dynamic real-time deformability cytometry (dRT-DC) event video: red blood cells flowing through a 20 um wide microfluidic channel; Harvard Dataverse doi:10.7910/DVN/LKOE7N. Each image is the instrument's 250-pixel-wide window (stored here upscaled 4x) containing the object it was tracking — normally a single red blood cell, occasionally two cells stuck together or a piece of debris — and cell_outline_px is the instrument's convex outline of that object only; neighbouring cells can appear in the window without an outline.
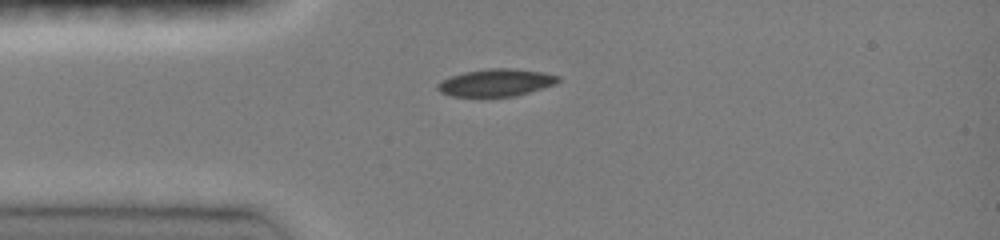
{"species": "common noctule bat (a hibernating species)", "species_latin": "Nyctalus noctula", "temperature_condition": "room temperature", "stored_images_in_passage": 36, "camera_frame_rate_fps": 3000, "um_per_image_px": 0.085, "animal": {"sex": "female", "body_mass_g": 19.0, "forearm_length_mm": 51.5}, "frame": {"image": 1, "passage_image": 1, "time_ms": 0.0, "image_size_px": [1000, 240], "cell_outline_px": [[560, 80], [556, 84], [528, 92], [512, 96], [452, 96], [440, 92], [436, 88], [436, 84], [440, 80], [464, 72], [488, 68], [512, 68], [544, 72], [560, 76]], "centroid_in_image_um": [42.15, 7.01], "position_along_channel_um": 42.8, "area_um2": 19.19}}
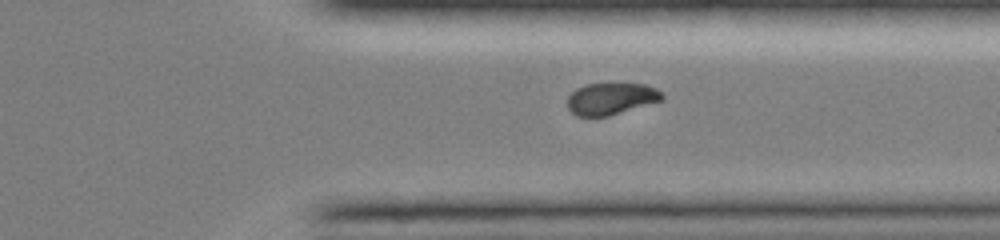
{"frame": {"image": 2, "passage_image": 25, "time_ms": 8.0, "image_size_px": [1000, 240], "cell_outline_px": [[664, 100], [608, 116], [576, 116], [568, 108], [568, 96], [576, 88], [584, 84], [644, 84], [656, 88], [664, 96]], "centroid_in_image_um": [51.94, 8.39], "position_along_channel_um": 359.5, "area_um2": 17.51}}
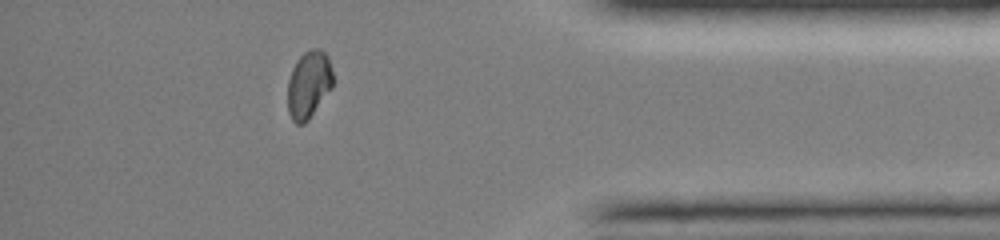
{"frame": {"image": 3, "passage_image": 30, "time_ms": 9.667, "image_size_px": [1000, 240], "cell_outline_px": [[332, 88], [308, 120], [304, 124], [296, 124], [292, 120], [288, 112], [288, 80], [292, 68], [296, 60], [308, 48], [320, 48], [328, 56], [332, 68]], "centroid_in_image_um": [26.24, 7.16], "position_along_channel_um": 409.0, "area_um2": 17.98}, "authors_computed_cell_mechanics": {"area_um2": 19.1896, "velocity_mm_per_s": 4.1177, "shape_relaxation_time_tau1_ms": 4.4689, "shape_relaxation_time_tau2_ms": null, "deformation_change_tau1": 0.1323, "deformation_change_tau2": null}}